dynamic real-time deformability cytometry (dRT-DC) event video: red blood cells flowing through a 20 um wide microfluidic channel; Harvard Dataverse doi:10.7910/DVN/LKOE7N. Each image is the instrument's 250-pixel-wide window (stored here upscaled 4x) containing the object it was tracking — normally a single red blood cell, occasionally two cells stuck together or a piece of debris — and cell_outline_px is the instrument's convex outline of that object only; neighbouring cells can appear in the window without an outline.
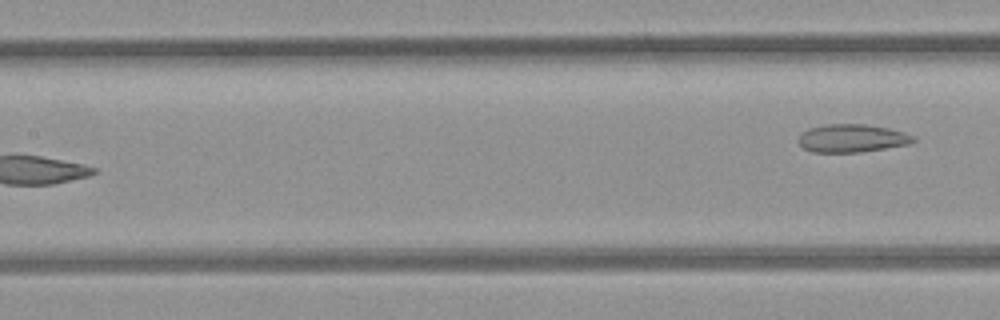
{"species": "common noctule bat (a hibernating species)", "species_latin": "Nyctalus noctula", "temperature_condition": "room temperature", "stored_images_in_passage": 7, "segment_of_instrument_passage": [2, 2], "camera_frame_rate_fps": 3000, "um_per_image_px": 0.085, "animal": {"sex": "female", "body_mass_g": 21.9}, "frame": {"image": 1, "passage_image": 7, "time_ms": 8.0, "image_size_px": [1000, 320], "cell_outline_px": [[916, 140], [912, 144], [860, 152], [812, 152], [804, 148], [796, 140], [808, 128], [824, 124], [868, 124], [888, 128], [904, 132], [916, 136]], "centroid_in_image_um": [72.45, 11.75], "position_along_channel_um": 134.9, "area_um2": 18.96}}